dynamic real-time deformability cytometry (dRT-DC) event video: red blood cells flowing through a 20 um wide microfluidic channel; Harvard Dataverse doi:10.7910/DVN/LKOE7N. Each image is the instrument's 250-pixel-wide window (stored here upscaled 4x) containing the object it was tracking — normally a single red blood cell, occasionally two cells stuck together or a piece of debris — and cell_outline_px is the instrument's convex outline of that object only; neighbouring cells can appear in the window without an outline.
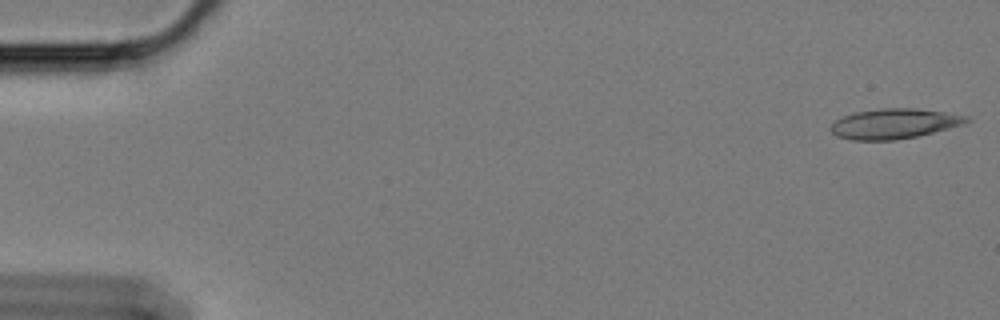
{"species": "Egyptian fruit bat (a non-hibernating species)", "species_latin": "Rousettus aegyptiacus", "temperature_condition": "cold", "stored_images_in_passage": 58, "camera_frame_rate_fps": 3000, "um_per_image_px": 0.085, "animal": {"sex": "female"}, "frame": {"image": 1, "passage_image": 1, "time_ms": 0.0, "image_size_px": [1000, 320], "cell_outline_px": [[972, 120], [964, 124], [916, 136], [896, 140], [852, 140], [836, 136], [828, 128], [836, 120], [844, 116], [856, 112], [880, 108], [916, 108], [944, 112], [968, 116]], "centroid_in_image_um": [76.0, 10.51], "position_along_channel_um": 9.0, "area_um2": 23.7}}
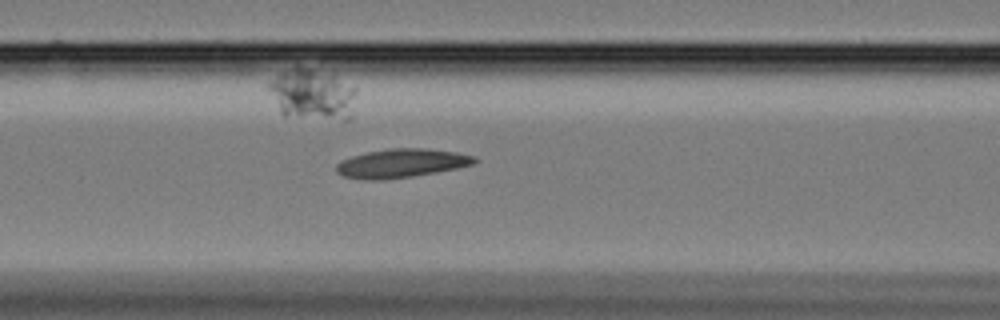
{"frame": {"image": 2, "passage_image": 24, "time_ms": 7.667, "image_size_px": [1000, 320], "cell_outline_px": [[480, 160], [472, 164], [456, 168], [436, 172], [412, 176], [384, 180], [360, 180], [344, 176], [336, 172], [336, 164], [340, 160], [352, 156], [368, 152], [392, 148], [428, 148], [456, 152], [476, 156]], "centroid_in_image_um": [34.11, 13.88], "position_along_channel_um": 132.5, "area_um2": 23.29}}
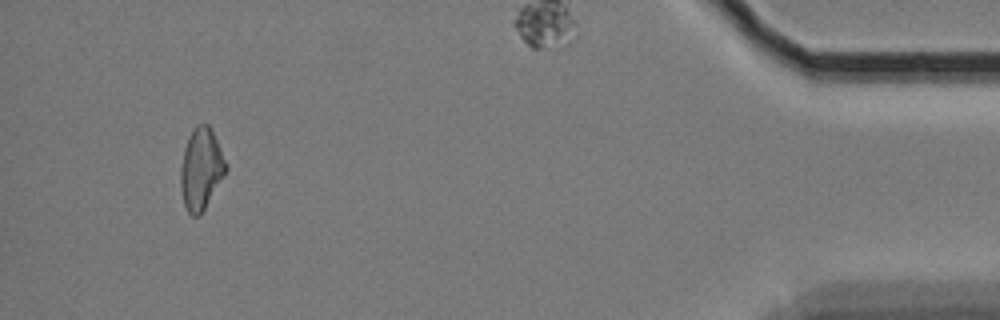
{"frame": {"image": 3, "passage_image": 55, "time_ms": 18.0, "image_size_px": [1000, 320], "cell_outline_px": [[228, 168], [224, 176], [200, 216], [192, 216], [188, 212], [184, 204], [180, 188], [180, 168], [184, 148], [188, 136], [192, 128], [196, 124], [208, 124], [212, 128], [228, 164]], "centroid_in_image_um": [17.1, 14.33], "position_along_channel_um": 418.1, "area_um2": 21.91}, "authors_computed_cell_mechanics": {"area_um2": 22.4264, "velocity_mm_per_s": 3.4, "shape_relaxation_time_tau1_ms": null, "shape_relaxation_time_tau2_ms": 10.8813, "deformation_change_tau1": null, "deformation_change_tau2": 0.2325}}